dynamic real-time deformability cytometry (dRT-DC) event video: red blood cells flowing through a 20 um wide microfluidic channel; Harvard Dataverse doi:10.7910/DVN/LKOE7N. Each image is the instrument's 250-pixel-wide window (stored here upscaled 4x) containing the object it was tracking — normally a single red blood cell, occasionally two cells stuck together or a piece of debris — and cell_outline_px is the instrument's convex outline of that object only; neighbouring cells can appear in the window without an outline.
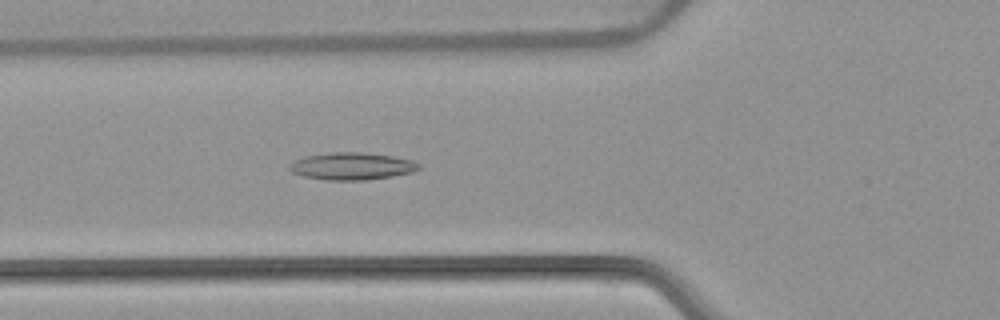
{"species": "common noctule bat (a hibernating species)", "species_latin": "Nyctalus noctula", "temperature_condition": "warm", "stored_images_in_passage": 52, "camera_frame_rate_fps": 3000, "um_per_image_px": 0.085, "animal": {"sex": "female", "body_mass_g": 22.7, "forearm_length_mm": 54.2}, "frame": {"image": 1, "passage_image": 19, "time_ms": 6.0, "image_size_px": [1000, 320], "cell_outline_px": [[420, 168], [412, 172], [392, 176], [368, 180], [328, 180], [304, 176], [292, 172], [288, 168], [288, 164], [304, 156], [332, 152], [360, 152], [392, 156], [412, 160], [420, 164]], "centroid_in_image_um": [29.9, 14.12], "position_along_channel_um": 95.9, "area_um2": 20.52}}
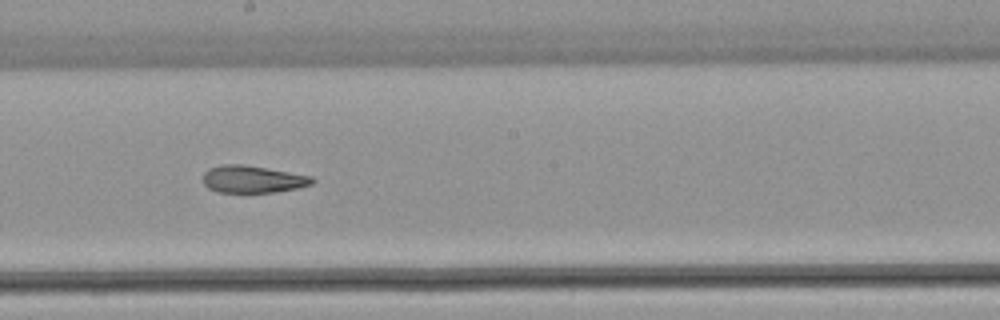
{"frame": {"image": 2, "passage_image": 29, "time_ms": 9.333, "image_size_px": [1000, 320], "cell_outline_px": [[316, 180], [312, 184], [296, 188], [276, 192], [216, 192], [208, 188], [204, 184], [204, 172], [208, 168], [220, 164], [244, 164], [312, 176]], "centroid_in_image_um": [21.46, 15.22], "position_along_channel_um": 226.7, "area_um2": 17.4}}
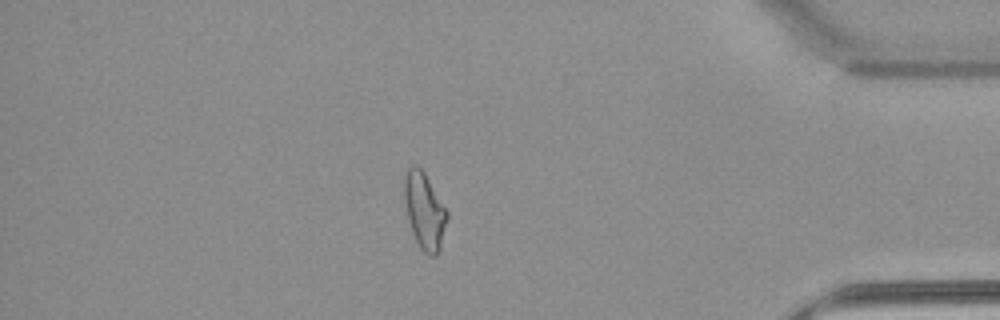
{"frame": {"image": 3, "passage_image": 45, "time_ms": 14.667, "image_size_px": [1000, 320], "cell_outline_px": [[448, 216], [440, 248], [436, 256], [428, 256], [420, 248], [412, 232], [408, 220], [400, 184], [404, 172], [408, 164], [416, 164], [424, 172], [448, 212]], "centroid_in_image_um": [36.01, 17.84], "position_along_channel_um": 399.2, "area_um2": 19.65}, "authors_computed_cell_mechanics": {"area_um2": 19.7965, "velocity_mm_per_s": 3.9133, "shape_relaxation_time_tau1_ms": null, "shape_relaxation_time_tau2_ms": 2.7361, "deformation_change_tau1": null, "deformation_change_tau2": 0.112}}